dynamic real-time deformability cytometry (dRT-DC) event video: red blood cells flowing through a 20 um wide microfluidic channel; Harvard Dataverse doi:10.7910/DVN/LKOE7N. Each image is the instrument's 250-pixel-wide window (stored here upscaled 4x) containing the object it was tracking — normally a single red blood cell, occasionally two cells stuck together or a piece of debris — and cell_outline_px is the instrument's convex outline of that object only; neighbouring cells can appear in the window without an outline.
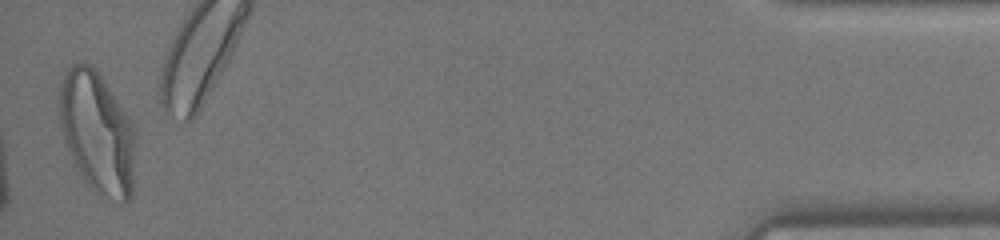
{"species": "human", "species_latin": "Homo sapiens", "temperature_condition": "warm", "stored_images_in_passage": 32, "camera_frame_rate_fps": 3000, "um_per_image_px": 0.085, "donor": {"sex": "female"}, "frame": {"image": 1, "passage_image": 32, "time_ms": 10.333, "image_size_px": [1000, 240], "cell_outline_px": [[132, 196], [124, 204], [100, 196], [88, 184], [80, 172], [64, 140], [60, 124], [56, 96], [64, 72], [76, 60], [92, 64], [96, 68], [132, 120]], "centroid_in_image_um": [8.2, 11.17], "position_along_channel_um": 427.0, "area_um2": 53.93}}